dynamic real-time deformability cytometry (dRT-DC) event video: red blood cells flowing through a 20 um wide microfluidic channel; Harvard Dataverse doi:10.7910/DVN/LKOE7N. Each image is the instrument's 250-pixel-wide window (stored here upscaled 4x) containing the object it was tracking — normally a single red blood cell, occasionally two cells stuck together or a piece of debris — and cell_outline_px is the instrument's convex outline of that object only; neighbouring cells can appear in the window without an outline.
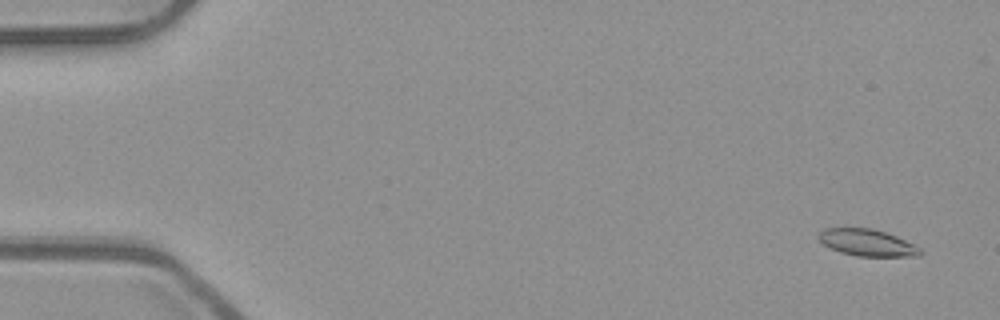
{"species": "common noctule bat (a hibernating species)", "species_latin": "Nyctalus noctula", "temperature_condition": "room temperature", "stored_images_in_passage": 53, "camera_frame_rate_fps": 3000, "um_per_image_px": 0.085, "animal": {"sex": "male", "body_mass_g": 23.1, "forearm_length_mm": 52.7}, "frame": {"image": 1, "passage_image": 3, "time_ms": 0.667, "image_size_px": [1000, 320], "cell_outline_px": [[924, 252], [920, 256], [856, 256], [840, 252], [824, 244], [816, 236], [824, 228], [872, 228], [896, 236], [920, 248]], "centroid_in_image_um": [73.71, 20.63], "position_along_channel_um": 11.3, "area_um2": 15.72}}
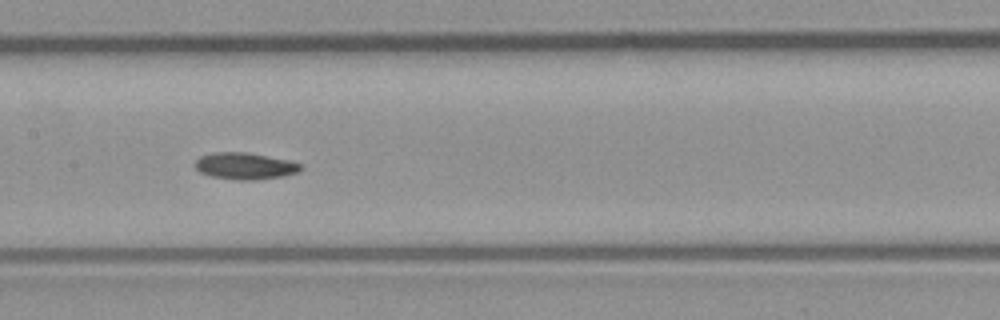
{"frame": {"image": 2, "passage_image": 27, "time_ms": 8.667, "image_size_px": [1000, 320], "cell_outline_px": [[304, 168], [300, 172], [284, 176], [256, 180], [236, 180], [212, 176], [200, 172], [196, 168], [196, 160], [200, 156], [216, 152], [244, 152], [292, 160], [304, 164]], "centroid_in_image_um": [20.92, 14.11], "position_along_channel_um": 186.5, "area_um2": 16.65}}
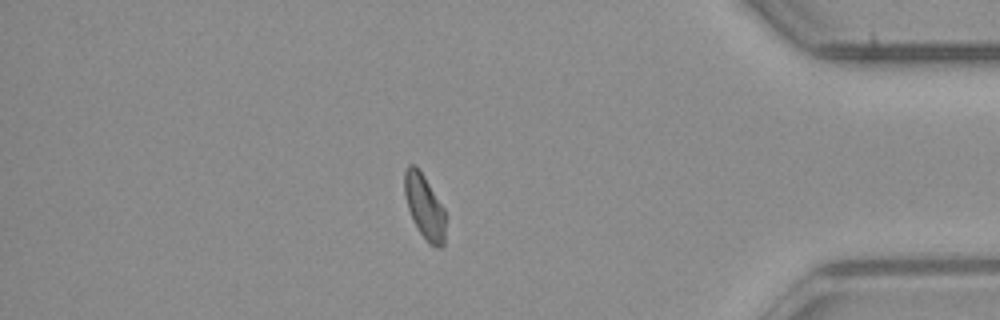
{"frame": {"image": 3, "passage_image": 46, "time_ms": 15.0, "image_size_px": [1000, 320], "cell_outline_px": [[444, 244], [440, 248], [436, 248], [428, 244], [412, 220], [404, 196], [404, 168], [408, 164], [416, 164], [424, 176], [444, 208]], "centroid_in_image_um": [36.05, 17.54], "position_along_channel_um": 399.2, "area_um2": 15.49}}